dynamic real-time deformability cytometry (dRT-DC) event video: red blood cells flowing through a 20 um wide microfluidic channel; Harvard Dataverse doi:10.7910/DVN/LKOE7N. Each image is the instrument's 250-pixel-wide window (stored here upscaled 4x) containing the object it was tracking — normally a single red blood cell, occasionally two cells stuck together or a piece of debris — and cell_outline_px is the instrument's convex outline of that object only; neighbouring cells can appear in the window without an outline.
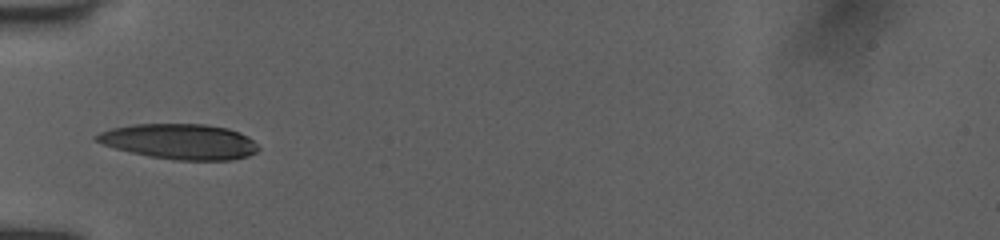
{"species": "human", "species_latin": "Homo sapiens", "temperature_condition": "room temperature", "stored_images_in_passage": 9, "camera_frame_rate_fps": 3000, "um_per_image_px": 0.085, "donor": {"sex": "female"}, "frame": {"image": 1, "passage_image": 6, "time_ms": 4.333, "image_size_px": [1000, 240], "cell_outline_px": [[260, 148], [256, 152], [248, 156], [232, 160], [176, 160], [148, 156], [116, 148], [104, 144], [96, 140], [92, 136], [100, 132], [112, 128], [132, 124], [204, 124], [228, 128], [240, 132], [248, 136]], "centroid_in_image_um": [15.3, 12.03], "position_along_channel_um": 69.7, "area_um2": 33.29}}
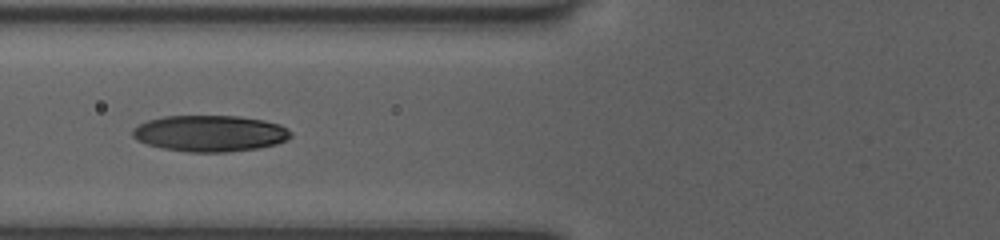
{"frame": {"image": 2, "passage_image": 7, "time_ms": 5.333, "image_size_px": [1000, 240], "cell_outline_px": [[292, 136], [288, 140], [276, 144], [260, 148], [228, 152], [188, 152], [164, 148], [148, 144], [136, 140], [132, 136], [132, 128], [148, 120], [164, 116], [240, 116], [264, 120], [280, 124], [288, 128], [292, 132]], "centroid_in_image_um": [17.89, 11.34], "position_along_channel_um": 107.9, "area_um2": 33.7}}
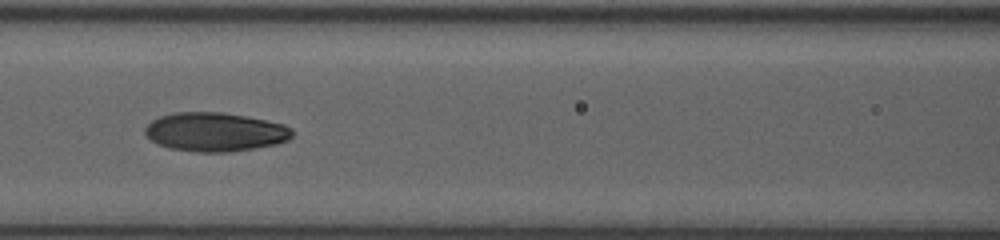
{"frame": {"image": 3, "passage_image": 8, "time_ms": 6.333, "image_size_px": [1000, 240], "cell_outline_px": [[292, 136], [288, 140], [276, 144], [256, 148], [228, 152], [196, 152], [168, 148], [156, 144], [144, 132], [144, 128], [152, 120], [160, 116], [176, 112], [220, 112], [244, 116], [284, 124], [292, 128]], "centroid_in_image_um": [18.26, 11.22], "position_along_channel_um": 148.3, "area_um2": 33.35}}